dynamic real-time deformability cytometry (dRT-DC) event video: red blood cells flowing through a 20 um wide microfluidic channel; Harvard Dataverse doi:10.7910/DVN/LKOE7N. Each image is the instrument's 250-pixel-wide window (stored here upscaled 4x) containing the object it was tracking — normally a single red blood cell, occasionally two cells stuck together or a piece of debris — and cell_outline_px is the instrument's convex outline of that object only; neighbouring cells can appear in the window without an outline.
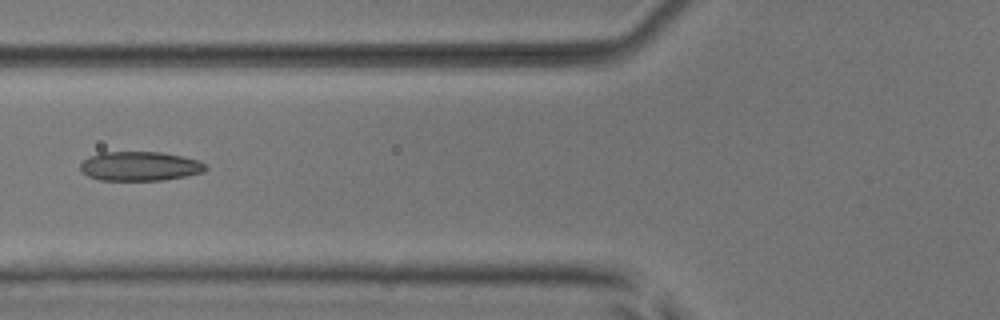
{"species": "common noctule bat (a hibernating species)", "species_latin": "Nyctalus noctula", "temperature_condition": "room temperature", "stored_images_in_passage": 2, "camera_frame_rate_fps": 3000, "um_per_image_px": 0.085, "animal": {"sex": "male", "body_mass_g": 17.9, "forearm_length_mm": 54.2}, "frame": {"image": 1, "passage_image": 2, "time_ms": 0.333, "image_size_px": [1000, 320], "cell_outline_px": [[208, 168], [204, 172], [164, 180], [100, 180], [88, 176], [80, 168], [80, 164], [88, 156], [100, 152], [160, 152], [180, 156], [196, 160], [208, 164]], "centroid_in_image_um": [11.89, 14.12], "position_along_channel_um": 113.9, "area_um2": 21.33}}